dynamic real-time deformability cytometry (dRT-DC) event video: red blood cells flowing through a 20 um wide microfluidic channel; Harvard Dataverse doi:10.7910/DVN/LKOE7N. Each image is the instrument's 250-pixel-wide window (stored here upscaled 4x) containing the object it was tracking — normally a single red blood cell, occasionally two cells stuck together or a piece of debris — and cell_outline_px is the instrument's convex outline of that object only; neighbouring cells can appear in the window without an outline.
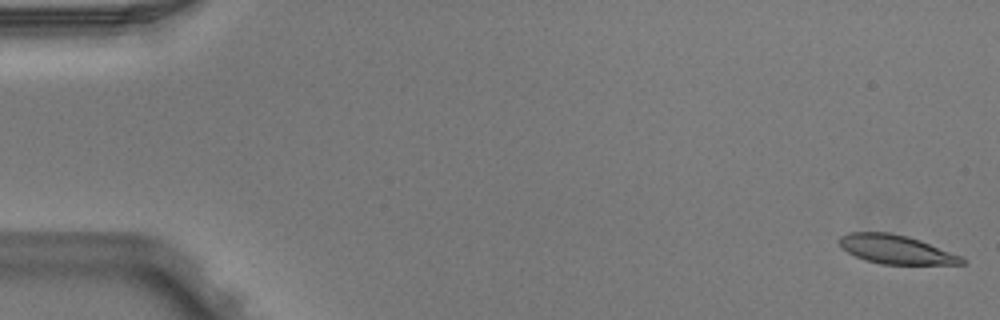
{"species": "Egyptian fruit bat (a non-hibernating species)", "species_latin": "Rousettus aegyptiacus", "temperature_condition": "warm", "stored_images_in_passage": 6, "camera_frame_rate_fps": 3000, "um_per_image_px": 0.085, "animal": {"sex": "male"}, "frame": {"image": 1, "passage_image": 1, "time_ms": 0.0, "image_size_px": [1000, 320], "cell_outline_px": [[968, 260], [964, 264], [880, 264], [864, 260], [840, 248], [840, 236], [848, 232], [888, 232], [908, 236], [920, 240], [960, 256]], "centroid_in_image_um": [76.13, 21.2], "position_along_channel_um": 8.9, "area_um2": 20.52}}
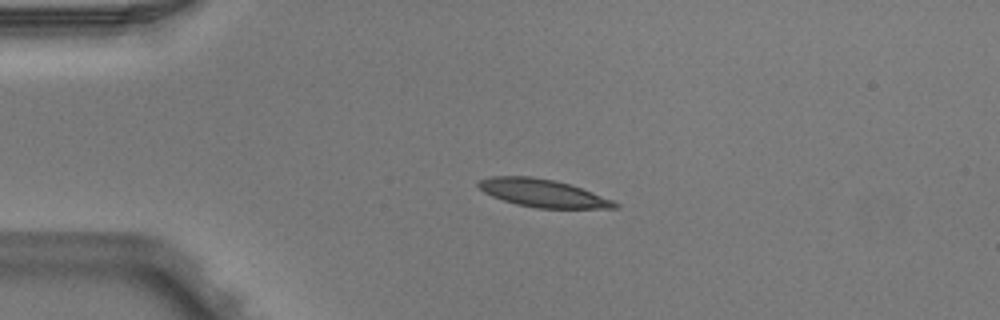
{"frame": {"image": 2, "passage_image": 4, "time_ms": 1.0, "image_size_px": [1000, 320], "cell_outline_px": [[620, 208], [536, 208], [516, 204], [492, 196], [484, 192], [476, 184], [480, 180], [492, 176], [532, 176], [556, 180], [592, 192], [612, 200], [620, 204]], "centroid_in_image_um": [46.13, 16.41], "position_along_channel_um": 38.9, "area_um2": 21.96}}
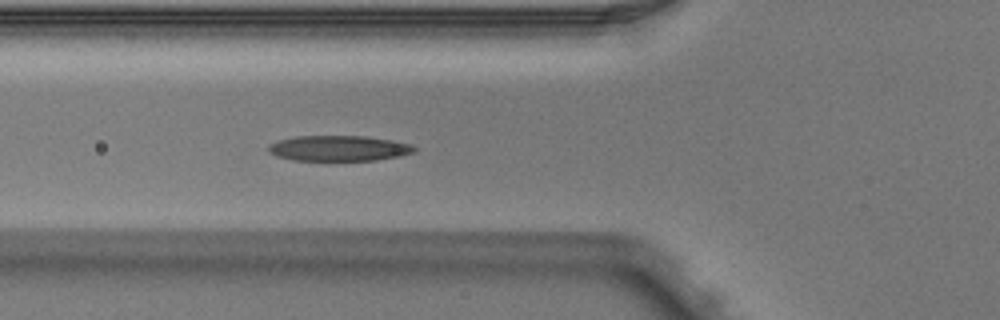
{"frame": {"image": 3, "passage_image": 6, "time_ms": 1.667, "image_size_px": [1000, 320], "cell_outline_px": [[416, 152], [400, 156], [376, 160], [292, 160], [276, 156], [268, 152], [268, 144], [280, 140], [296, 136], [364, 136], [392, 140], [412, 144], [416, 148]], "centroid_in_image_um": [28.81, 12.6], "position_along_channel_um": 97.0, "area_um2": 21.73}}